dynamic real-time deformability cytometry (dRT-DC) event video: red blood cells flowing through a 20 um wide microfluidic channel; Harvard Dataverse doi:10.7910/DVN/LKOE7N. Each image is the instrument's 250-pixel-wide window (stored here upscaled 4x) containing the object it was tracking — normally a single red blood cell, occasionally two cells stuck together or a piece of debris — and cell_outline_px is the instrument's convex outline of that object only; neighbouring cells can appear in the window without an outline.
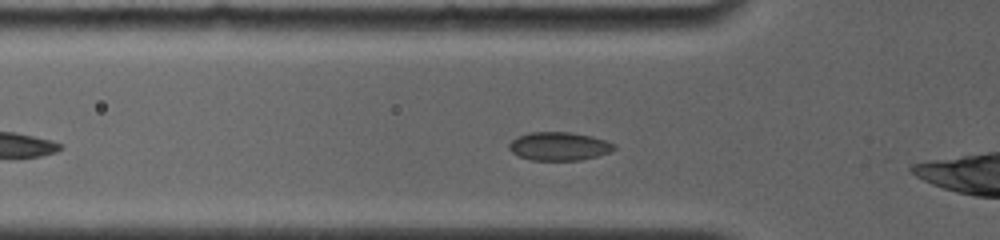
{"species": "common noctule bat (a hibernating species)", "species_latin": "Nyctalus noctula", "temperature_condition": "room temperature", "stored_images_in_passage": 21, "camera_frame_rate_fps": 4000, "um_per_image_px": 0.085, "animal": {"sex": "female", "body_mass_g": 19.0, "forearm_length_mm": 56.7}, "frame": {"image": 1, "passage_image": 9, "time_ms": 2.0, "image_size_px": [1000, 240], "cell_outline_px": [[616, 148], [608, 152], [596, 156], [580, 160], [532, 160], [520, 156], [512, 152], [508, 148], [508, 144], [516, 136], [528, 132], [572, 132], [592, 136], [616, 144]], "centroid_in_image_um": [47.5, 12.42], "position_along_channel_um": 78.3, "area_um2": 17.4}}
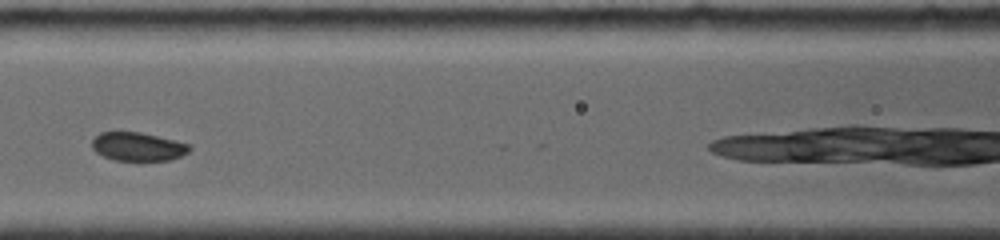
{"frame": {"image": 2, "passage_image": 17, "time_ms": 4.0, "image_size_px": [1000, 240], "cell_outline_px": [[192, 148], [188, 152], [180, 156], [168, 160], [144, 164], [116, 160], [104, 156], [96, 152], [92, 148], [92, 140], [100, 132], [140, 132], [192, 144]], "centroid_in_image_um": [11.76, 12.51], "position_along_channel_um": 154.8, "area_um2": 16.88}}
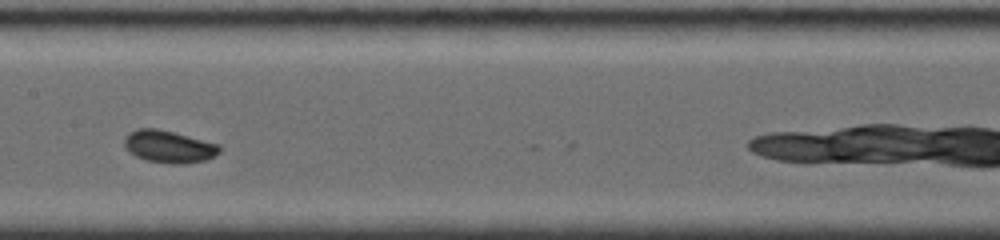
{"frame": {"image": 3, "passage_image": 19, "time_ms": 5.0, "image_size_px": [1000, 240], "cell_outline_px": [[220, 152], [216, 156], [204, 160], [184, 164], [172, 164], [144, 160], [128, 152], [124, 144], [124, 140], [128, 132], [136, 128], [156, 128], [220, 144]], "centroid_in_image_um": [14.33, 12.47], "position_along_channel_um": 193.1, "area_um2": 18.03}}